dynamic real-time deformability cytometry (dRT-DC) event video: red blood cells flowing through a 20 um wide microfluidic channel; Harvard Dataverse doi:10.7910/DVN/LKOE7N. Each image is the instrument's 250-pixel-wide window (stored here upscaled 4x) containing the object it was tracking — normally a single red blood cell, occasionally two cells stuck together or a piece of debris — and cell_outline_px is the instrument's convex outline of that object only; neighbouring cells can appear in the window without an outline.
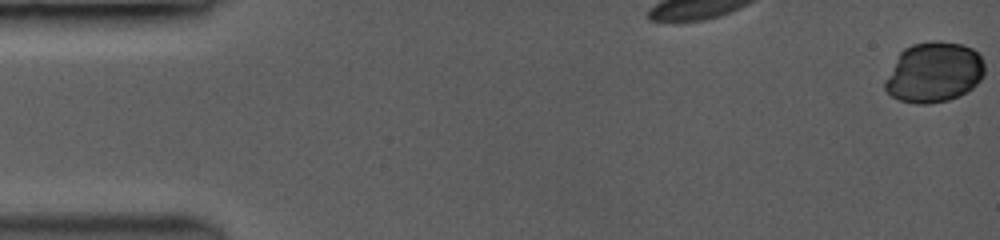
{"species": "common noctule bat (a hibernating species)", "species_latin": "Nyctalus noctula", "temperature_condition": "room temperature", "stored_images_in_passage": 5, "camera_frame_rate_fps": 3500, "um_per_image_px": 0.085, "animal": {"sex": "female", "body_mass_g": 19.0, "forearm_length_mm": 53.3}, "frame": {"image": 1, "passage_image": 1, "time_ms": 0.0, "image_size_px": [1000, 240], "cell_outline_px": [[984, 76], [972, 88], [960, 96], [948, 100], [928, 104], [916, 104], [900, 100], [892, 96], [884, 88], [884, 80], [900, 52], [904, 48], [912, 44], [960, 44], [972, 48], [980, 56], [984, 64]], "centroid_in_image_um": [79.37, 6.2], "position_along_channel_um": 5.6, "area_um2": 34.39}}